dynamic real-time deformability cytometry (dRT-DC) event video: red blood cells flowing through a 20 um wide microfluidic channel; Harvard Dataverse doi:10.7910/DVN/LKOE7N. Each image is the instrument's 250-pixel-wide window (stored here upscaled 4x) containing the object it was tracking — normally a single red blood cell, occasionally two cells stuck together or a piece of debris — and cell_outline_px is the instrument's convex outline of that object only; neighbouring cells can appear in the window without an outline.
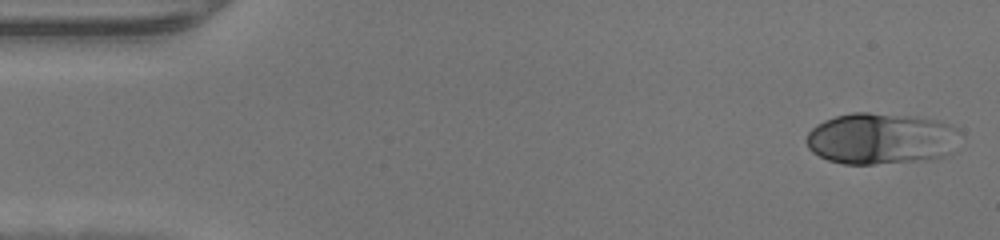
{"species": "human", "species_latin": "Homo sapiens", "temperature_condition": "warm", "stored_images_in_passage": 46, "camera_frame_rate_fps": 3000, "um_per_image_px": 0.085, "donor": {"sex": "male"}, "frame": {"image": 1, "passage_image": 1, "time_ms": 0.0, "image_size_px": [1000, 240], "cell_outline_px": [[964, 136], [956, 152], [944, 156], [916, 160], [876, 164], [844, 164], [828, 160], [812, 152], [808, 148], [804, 140], [808, 132], [816, 124], [824, 120], [836, 116], [852, 112], [868, 112], [916, 116], [940, 120], [952, 124]], "centroid_in_image_um": [74.96, 11.77], "position_along_channel_um": 10.0, "area_um2": 47.05}}
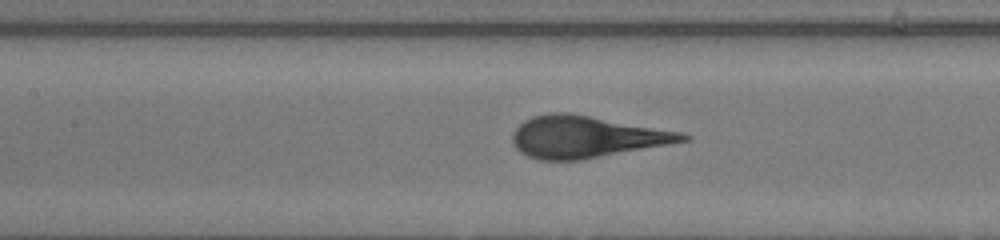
{"frame": {"image": 2, "passage_image": 20, "time_ms": 6.333, "image_size_px": [1000, 240], "cell_outline_px": [[692, 140], [580, 160], [540, 160], [528, 156], [520, 152], [512, 144], [512, 132], [524, 120], [532, 116], [548, 112], [572, 112], [680, 132], [692, 136]], "centroid_in_image_um": [49.8, 11.62], "position_along_channel_um": 157.6, "area_um2": 41.62}}
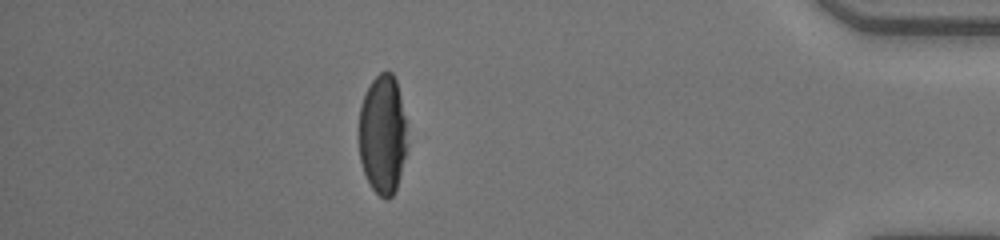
{"frame": {"image": 3, "passage_image": 40, "time_ms": 13.0, "image_size_px": [1000, 240], "cell_outline_px": [[408, 144], [396, 188], [392, 196], [388, 200], [384, 200], [372, 188], [364, 172], [360, 160], [360, 104], [372, 80], [380, 72], [392, 72], [396, 80], [400, 96], [404, 116]], "centroid_in_image_um": [32.53, 11.44], "position_along_channel_um": 402.7, "area_um2": 33.29}}